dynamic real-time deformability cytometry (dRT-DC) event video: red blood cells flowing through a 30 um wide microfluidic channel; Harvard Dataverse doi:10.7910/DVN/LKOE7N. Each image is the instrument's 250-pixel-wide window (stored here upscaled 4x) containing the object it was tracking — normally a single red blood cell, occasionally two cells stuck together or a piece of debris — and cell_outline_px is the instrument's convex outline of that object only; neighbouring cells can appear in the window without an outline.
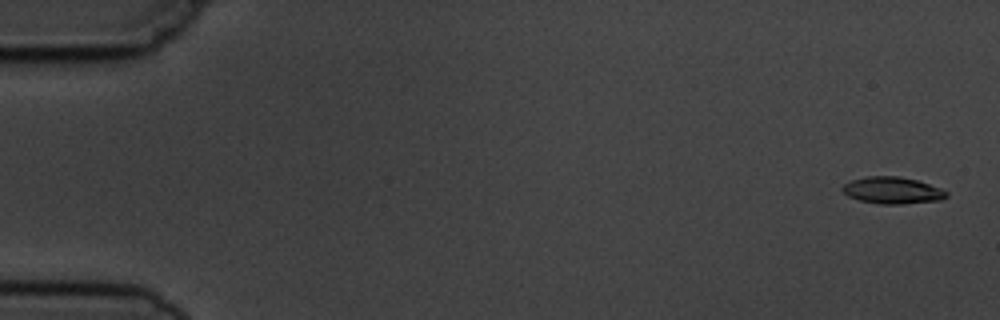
{"species": "common noctule bat (a hibernating species)", "species_latin": "Nyctalus noctula", "temperature_condition": "cold", "stored_images_in_passage": 5, "camera_frame_rate_fps": 3000, "um_per_image_px": 0.085, "animal": {"sex": "male", "body_mass_g": 19.5, "forearm_length_mm": 54.6}, "frame": {"image": 1, "passage_image": 1, "time_ms": 0.0, "image_size_px": [1000, 320], "cell_outline_px": [[948, 196], [940, 200], [900, 204], [880, 204], [860, 200], [848, 196], [840, 188], [844, 184], [852, 180], [868, 176], [900, 176], [916, 180], [940, 188], [948, 192]], "centroid_in_image_um": [75.85, 16.18], "position_along_channel_um": 9.2, "area_um2": 16.13}}
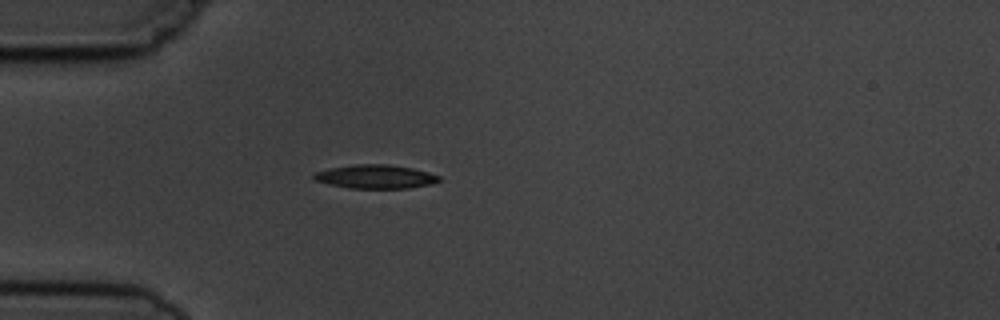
{"frame": {"image": 2, "passage_image": 5, "time_ms": 4.667, "image_size_px": [1000, 320], "cell_outline_px": [[440, 180], [432, 184], [408, 188], [348, 188], [312, 180], [312, 176], [316, 172], [328, 168], [352, 164], [388, 164], [412, 168], [428, 172], [440, 176]], "centroid_in_image_um": [31.89, 15.01], "position_along_channel_um": 53.1, "area_um2": 17.4}}